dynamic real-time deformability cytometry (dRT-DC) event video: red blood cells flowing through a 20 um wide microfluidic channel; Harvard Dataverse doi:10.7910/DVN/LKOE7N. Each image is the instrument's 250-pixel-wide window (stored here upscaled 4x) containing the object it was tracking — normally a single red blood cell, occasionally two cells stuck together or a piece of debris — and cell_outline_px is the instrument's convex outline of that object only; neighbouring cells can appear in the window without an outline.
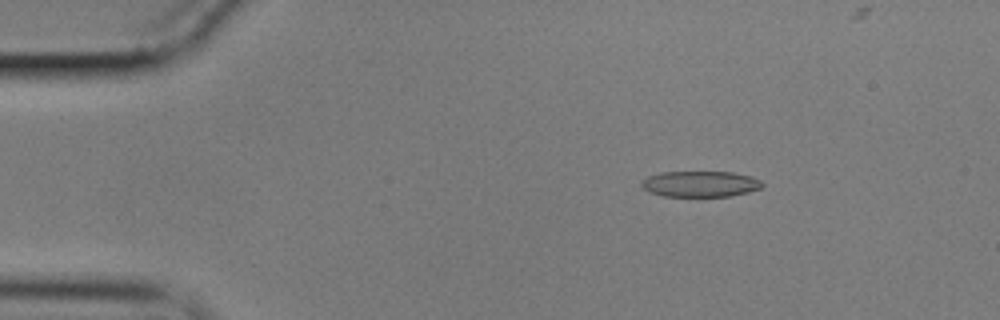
{"species": "common noctule bat (a hibernating species)", "species_latin": "Nyctalus noctula", "temperature_condition": "cold", "stored_images_in_passage": 56, "camera_frame_rate_fps": 3000, "um_per_image_px": 0.085, "animal": {"sex": "male", "body_mass_g": 17.9}, "frame": {"image": 1, "passage_image": 9, "time_ms": 2.667, "image_size_px": [1000, 320], "cell_outline_px": [[764, 184], [760, 188], [748, 192], [732, 196], [664, 196], [648, 192], [640, 184], [640, 180], [648, 176], [660, 172], [732, 172], [752, 176], [760, 180]], "centroid_in_image_um": [59.5, 15.63], "position_along_channel_um": 25.5, "area_um2": 18.32}}
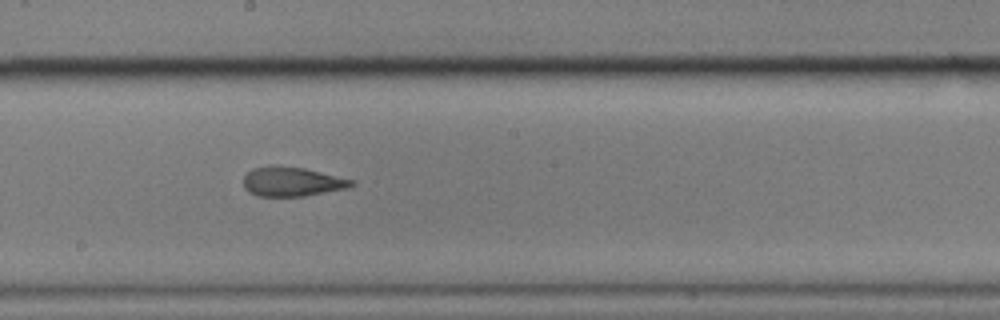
{"frame": {"image": 2, "passage_image": 31, "time_ms": 10.0, "image_size_px": [1000, 320], "cell_outline_px": [[356, 184], [348, 188], [304, 196], [256, 196], [248, 192], [244, 188], [244, 176], [248, 172], [256, 168], [304, 168], [356, 180]], "centroid_in_image_um": [24.89, 15.48], "position_along_channel_um": 223.3, "area_um2": 17.98}}
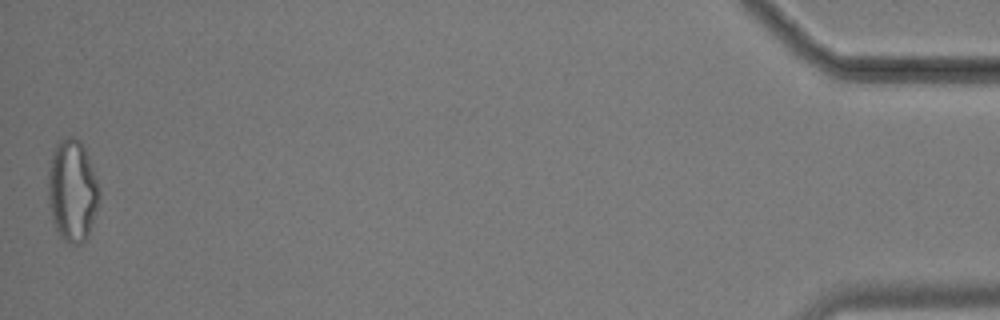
{"frame": {"image": 3, "passage_image": 56, "time_ms": 18.333, "image_size_px": [1000, 320], "cell_outline_px": [[100, 192], [96, 208], [88, 236], [80, 244], [68, 244], [60, 236], [52, 220], [48, 204], [48, 172], [52, 152], [56, 144], [60, 140], [68, 136], [72, 136], [80, 140], [88, 156]], "centroid_in_image_um": [6.11, 16.2], "position_along_channel_um": 429.1, "area_um2": 30.23}, "authors_computed_cell_mechanics": {"area_um2": 19.2185, "velocity_mm_per_s": 3.5603, "shape_relaxation_time_tau1_ms": 5.4, "shape_relaxation_time_tau2_ms": 1.4997, "deformation_change_tau1": 0.176, "deformation_change_tau2": 0.0923}}